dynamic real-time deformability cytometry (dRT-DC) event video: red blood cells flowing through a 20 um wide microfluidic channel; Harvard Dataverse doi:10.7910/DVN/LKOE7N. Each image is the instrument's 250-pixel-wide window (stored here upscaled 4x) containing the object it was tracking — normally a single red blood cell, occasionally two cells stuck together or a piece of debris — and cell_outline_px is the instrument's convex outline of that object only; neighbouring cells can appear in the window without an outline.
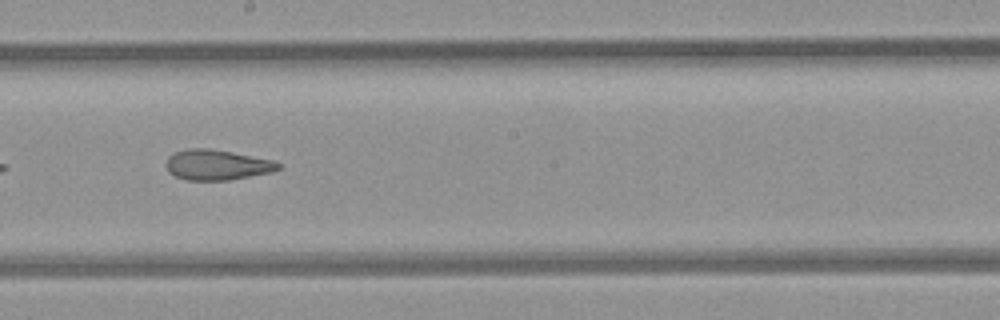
{"species": "common noctule bat (a hibernating species)", "species_latin": "Nyctalus noctula", "temperature_condition": "room temperature", "stored_images_in_passage": 8, "camera_frame_rate_fps": 3000, "um_per_image_px": 0.085, "animal": {"sex": "female", "body_mass_g": 21.9}, "frame": {"image": 1, "passage_image": 8, "time_ms": 2.333, "image_size_px": [1000, 320], "cell_outline_px": [[280, 168], [272, 172], [228, 180], [188, 180], [176, 176], [168, 172], [168, 156], [176, 152], [188, 148], [208, 148], [232, 152], [272, 160], [280, 164]], "centroid_in_image_um": [18.45, 14.01], "position_along_channel_um": 229.8, "area_um2": 19.54}}